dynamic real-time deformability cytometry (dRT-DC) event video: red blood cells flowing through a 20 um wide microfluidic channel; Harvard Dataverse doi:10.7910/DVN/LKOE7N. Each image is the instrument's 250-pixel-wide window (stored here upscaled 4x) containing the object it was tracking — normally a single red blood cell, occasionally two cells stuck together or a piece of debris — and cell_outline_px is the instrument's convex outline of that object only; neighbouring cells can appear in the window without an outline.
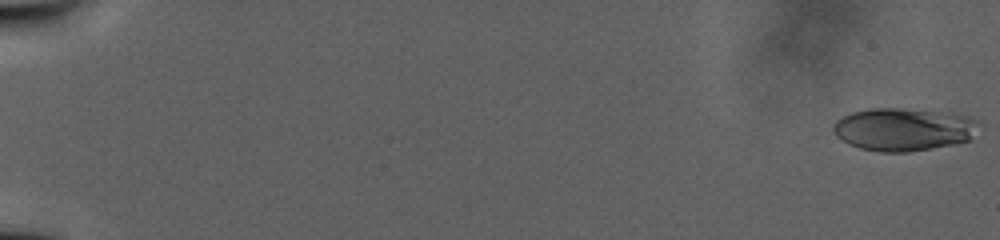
{"species": "human", "species_latin": "Homo sapiens", "temperature_condition": "warm", "stored_images_in_passage": 94, "camera_frame_rate_fps": 3000, "um_per_image_px": 0.085, "donor": {"sex": "male"}, "frame": {"image": 1, "passage_image": 1, "time_ms": 0.0, "image_size_px": [1000, 240], "cell_outline_px": [[976, 124], [968, 140], [952, 144], [908, 152], [880, 152], [860, 148], [848, 144], [840, 140], [832, 132], [832, 128], [836, 120], [852, 112], [872, 108], [900, 108], [956, 112], [972, 116], [976, 120]], "centroid_in_image_um": [76.75, 10.97], "position_along_channel_um": 8.3, "area_um2": 36.41}}
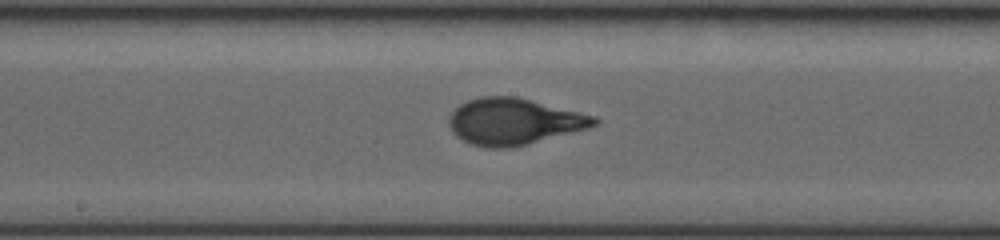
{"frame": {"image": 2, "passage_image": 51, "time_ms": 22.0, "image_size_px": [1000, 240], "cell_outline_px": [[600, 120], [596, 124], [588, 128], [508, 148], [488, 148], [472, 144], [456, 136], [452, 132], [448, 124], [448, 120], [452, 112], [460, 104], [468, 100], [480, 96], [516, 96], [596, 116]], "centroid_in_image_um": [43.65, 10.31], "position_along_channel_um": 204.6, "area_um2": 38.96}}
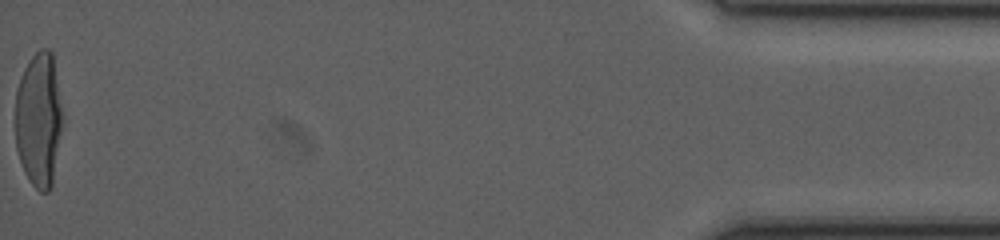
{"frame": {"image": 3, "passage_image": 94, "time_ms": 38.667, "image_size_px": [1000, 240], "cell_outline_px": [[64, 124], [52, 184], [48, 192], [40, 192], [32, 184], [24, 172], [16, 148], [16, 92], [24, 68], [32, 56], [40, 48], [48, 48], [52, 52], [64, 116]], "centroid_in_image_um": [3.33, 10.17], "position_along_channel_um": 431.9, "area_um2": 37.57}}